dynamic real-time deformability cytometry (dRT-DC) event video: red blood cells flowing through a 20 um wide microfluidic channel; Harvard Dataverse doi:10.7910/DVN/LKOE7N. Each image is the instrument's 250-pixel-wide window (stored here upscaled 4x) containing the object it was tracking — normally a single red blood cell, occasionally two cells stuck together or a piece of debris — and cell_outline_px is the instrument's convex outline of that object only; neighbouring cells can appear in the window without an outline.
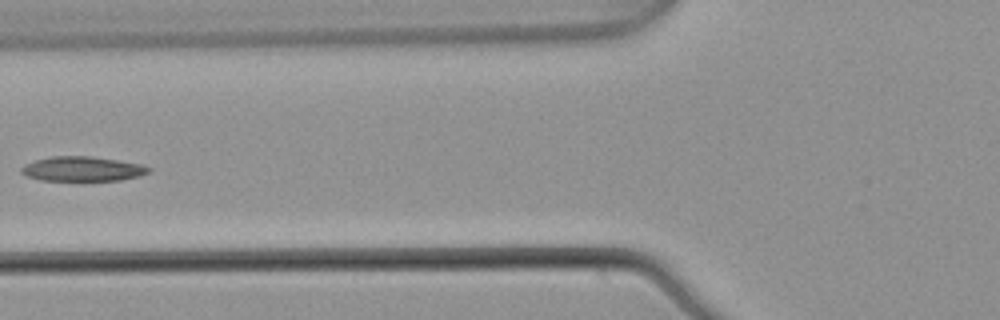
{"species": "common noctule bat (a hibernating species)", "species_latin": "Nyctalus noctula", "temperature_condition": "warm", "stored_images_in_passage": 5, "camera_frame_rate_fps": 3000, "um_per_image_px": 0.085, "animal": {"sex": "male", "body_mass_g": 21.5, "forearm_length_mm": 52.0}, "frame": {"image": 1, "passage_image": 5, "time_ms": 1.333, "image_size_px": [1000, 320], "cell_outline_px": [[152, 168], [148, 172], [140, 176], [120, 180], [40, 180], [28, 176], [20, 172], [20, 168], [24, 164], [36, 160], [52, 156], [88, 156], [144, 164]], "centroid_in_image_um": [7.02, 14.35], "position_along_channel_um": 118.8, "area_um2": 18.21}}